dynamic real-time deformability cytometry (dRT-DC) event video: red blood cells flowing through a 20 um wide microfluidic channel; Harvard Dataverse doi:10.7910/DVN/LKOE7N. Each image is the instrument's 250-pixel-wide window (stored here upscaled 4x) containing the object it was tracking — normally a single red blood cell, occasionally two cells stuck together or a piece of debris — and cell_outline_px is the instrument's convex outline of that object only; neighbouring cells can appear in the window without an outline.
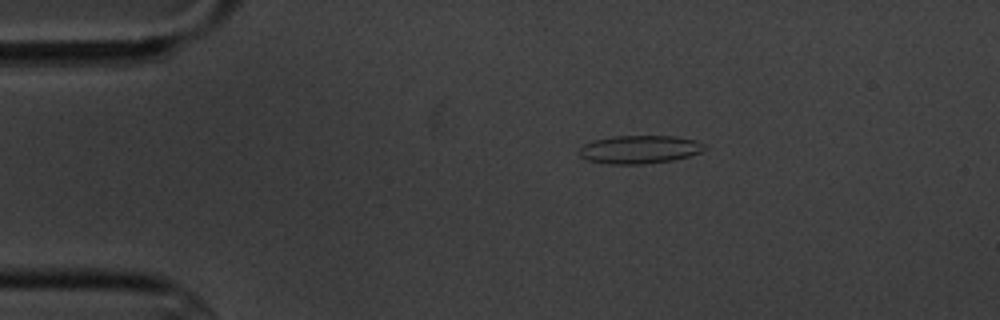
{"species": "common noctule bat (a hibernating species)", "species_latin": "Nyctalus noctula", "temperature_condition": "cold", "stored_images_in_passage": 10, "camera_frame_rate_fps": 3000, "um_per_image_px": 0.085, "animal": {"sex": "male", "body_mass_g": 20.1, "forearm_length_mm": 53.5}, "frame": {"image": 1, "passage_image": 4, "time_ms": 3.333, "image_size_px": [1000, 320], "cell_outline_px": [[708, 148], [700, 152], [688, 156], [672, 160], [644, 164], [608, 164], [588, 160], [580, 156], [580, 148], [584, 144], [592, 140], [616, 136], [676, 136], [696, 140], [704, 144]], "centroid_in_image_um": [54.38, 12.7], "position_along_channel_um": 30.6, "area_um2": 20.58}}
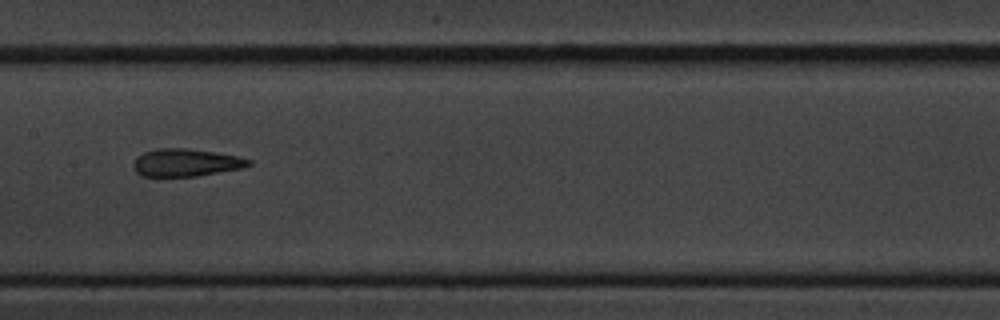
{"frame": {"image": 2, "passage_image": 9, "time_ms": 9.333, "image_size_px": [1000, 320], "cell_outline_px": [[252, 164], [244, 168], [196, 176], [140, 176], [132, 168], [132, 164], [136, 156], [144, 152], [156, 148], [188, 148], [216, 152], [240, 156], [252, 160]], "centroid_in_image_um": [15.8, 13.81], "position_along_channel_um": 191.6, "area_um2": 18.9}}
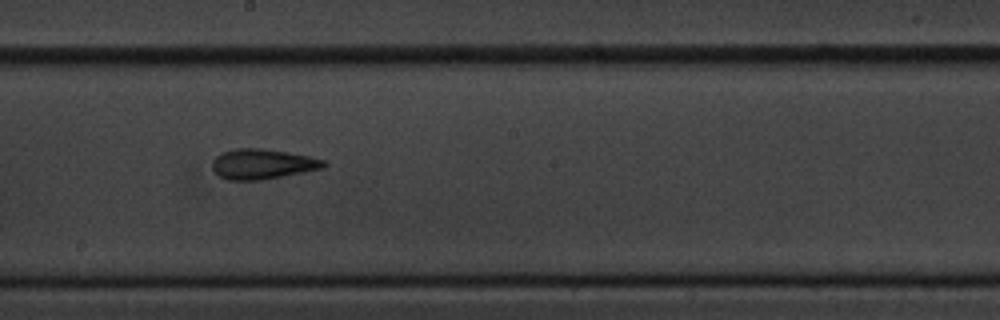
{"frame": {"image": 3, "passage_image": 10, "time_ms": 10.333, "image_size_px": [1000, 320], "cell_outline_px": [[328, 164], [324, 168], [260, 180], [228, 180], [220, 176], [212, 168], [212, 160], [220, 152], [236, 148], [264, 148], [312, 156], [324, 160]], "centroid_in_image_um": [22.31, 13.92], "position_along_channel_um": 225.9, "area_um2": 19.71}}